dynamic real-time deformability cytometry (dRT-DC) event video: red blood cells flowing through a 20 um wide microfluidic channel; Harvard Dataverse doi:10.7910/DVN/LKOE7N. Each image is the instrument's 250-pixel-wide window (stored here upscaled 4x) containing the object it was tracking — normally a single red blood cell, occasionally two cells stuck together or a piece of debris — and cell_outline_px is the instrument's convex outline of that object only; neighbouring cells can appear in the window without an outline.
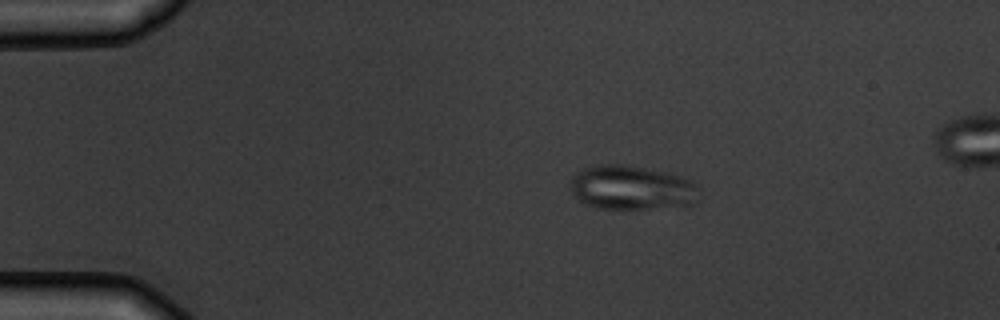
{"species": "common noctule bat (a hibernating species)", "species_latin": "Nyctalus noctula", "temperature_condition": "warm", "stored_images_in_passage": 5, "camera_frame_rate_fps": 3000, "um_per_image_px": 0.085, "animal": {"sex": "male", "body_mass_g": 19.5, "forearm_length_mm": 54.6}, "frame": {"image": 1, "passage_image": 3, "time_ms": 2.333, "image_size_px": [1000, 320], "cell_outline_px": [[700, 188], [696, 204], [648, 208], [596, 208], [584, 204], [576, 200], [568, 188], [568, 184], [576, 172], [584, 168], [596, 164], [624, 164], [668, 172], [684, 176], [696, 184]], "centroid_in_image_um": [53.66, 15.94], "position_along_channel_um": 31.3, "area_um2": 33.81}}